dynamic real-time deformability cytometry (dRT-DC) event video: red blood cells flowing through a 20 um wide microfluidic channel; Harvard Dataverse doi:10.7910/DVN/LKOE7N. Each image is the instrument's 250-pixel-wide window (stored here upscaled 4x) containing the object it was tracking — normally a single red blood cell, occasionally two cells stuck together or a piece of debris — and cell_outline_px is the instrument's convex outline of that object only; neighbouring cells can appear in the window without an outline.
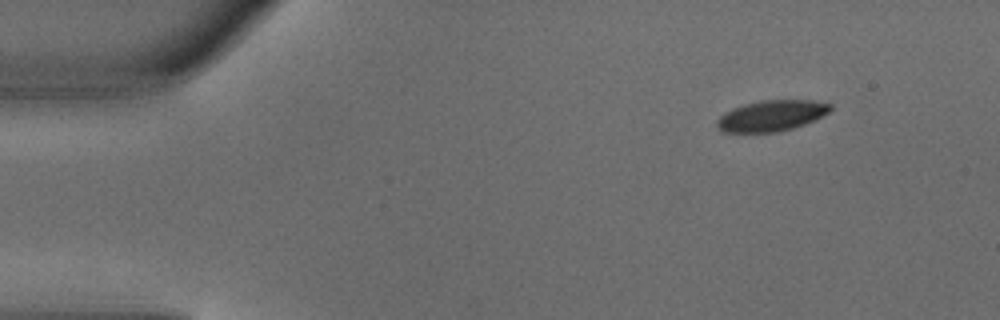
{"species": "common noctule bat (a hibernating species)", "species_latin": "Nyctalus noctula", "temperature_condition": "warm", "stored_images_in_passage": 4, "camera_frame_rate_fps": 3000, "um_per_image_px": 0.085, "animal": {"sex": "male", "body_mass_g": 18.8}, "frame": {"image": 1, "passage_image": 1, "time_ms": 0.0, "image_size_px": [1000, 320], "cell_outline_px": [[832, 108], [828, 112], [816, 120], [792, 128], [776, 132], [720, 132], [716, 124], [716, 120], [724, 112], [732, 108], [744, 104], [760, 100], [812, 100], [832, 104]], "centroid_in_image_um": [65.55, 9.83], "position_along_channel_um": 19.4, "area_um2": 20.52}}
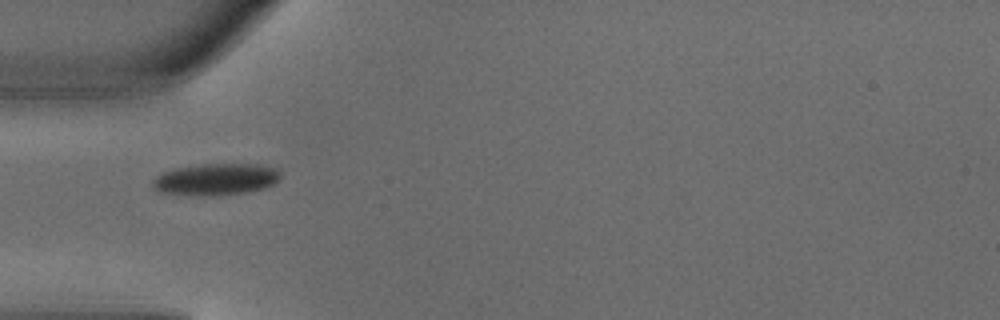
{"frame": {"image": 2, "passage_image": 3, "time_ms": 0.667, "image_size_px": [1000, 320], "cell_outline_px": [[280, 176], [272, 184], [264, 188], [248, 192], [220, 196], [188, 196], [156, 192], [152, 188], [152, 180], [160, 172], [176, 168], [200, 164], [260, 164], [280, 168]], "centroid_in_image_um": [18.29, 15.26], "position_along_channel_um": 66.7, "area_um2": 24.33}}
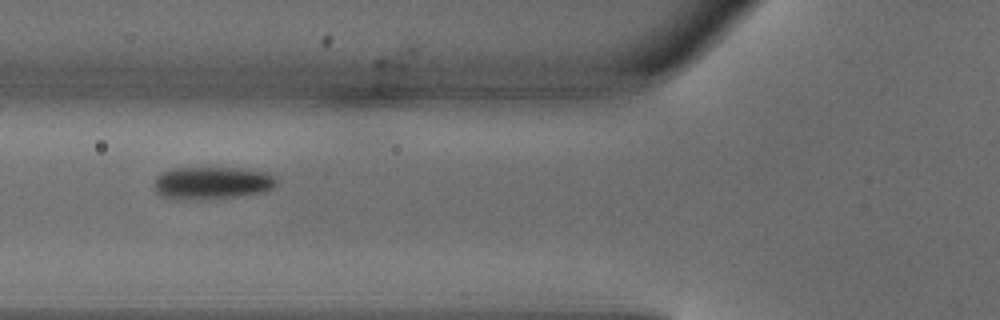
{"frame": {"image": 3, "passage_image": 4, "time_ms": 1.0, "image_size_px": [1000, 320], "cell_outline_px": [[276, 184], [272, 188], [264, 192], [236, 196], [176, 200], [160, 196], [156, 192], [156, 176], [160, 172], [172, 168], [244, 168], [268, 172], [276, 176]], "centroid_in_image_um": [18.03, 15.53], "position_along_channel_um": 107.8, "area_um2": 23.24}}